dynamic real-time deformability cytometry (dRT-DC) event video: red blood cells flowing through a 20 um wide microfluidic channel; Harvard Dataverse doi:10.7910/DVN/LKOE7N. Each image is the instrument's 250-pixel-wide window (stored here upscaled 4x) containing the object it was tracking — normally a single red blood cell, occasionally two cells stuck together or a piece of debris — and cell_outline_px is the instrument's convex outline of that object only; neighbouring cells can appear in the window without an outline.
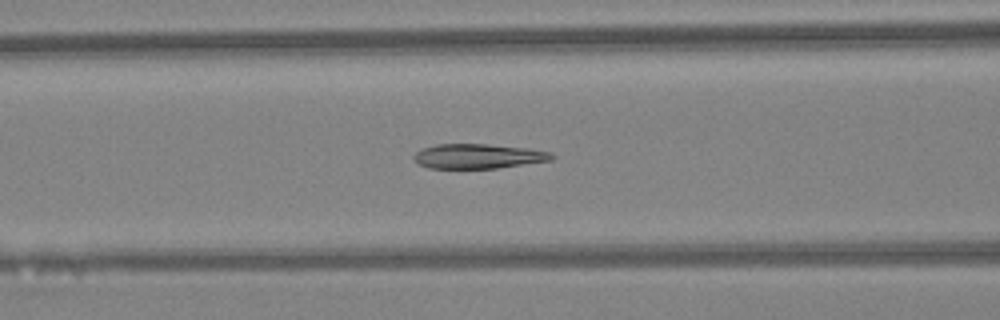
{"species": "Egyptian fruit bat (a non-hibernating species)", "species_latin": "Rousettus aegyptiacus", "temperature_condition": "warm", "stored_images_in_passage": 45, "camera_frame_rate_fps": 3000, "um_per_image_px": 0.085, "animal": {"sex": "female"}, "frame": {"image": 1, "passage_image": 18, "time_ms": 5.667, "image_size_px": [1000, 320], "cell_outline_px": [[556, 156], [552, 160], [496, 168], [428, 168], [420, 164], [412, 156], [416, 152], [424, 148], [436, 144], [488, 144], [528, 148], [552, 152]], "centroid_in_image_um": [40.68, 13.27], "position_along_channel_um": 125.9, "area_um2": 19.77}}
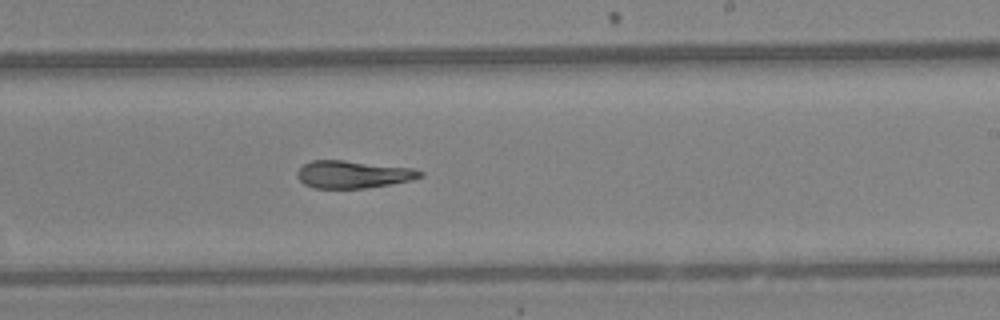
{"frame": {"image": 2, "passage_image": 27, "time_ms": 8.667, "image_size_px": [1000, 320], "cell_outline_px": [[424, 176], [412, 180], [364, 188], [312, 188], [304, 184], [296, 176], [296, 172], [304, 164], [312, 160], [344, 160], [412, 168], [424, 172]], "centroid_in_image_um": [29.99, 14.82], "position_along_channel_um": 259.0, "area_um2": 19.65}}
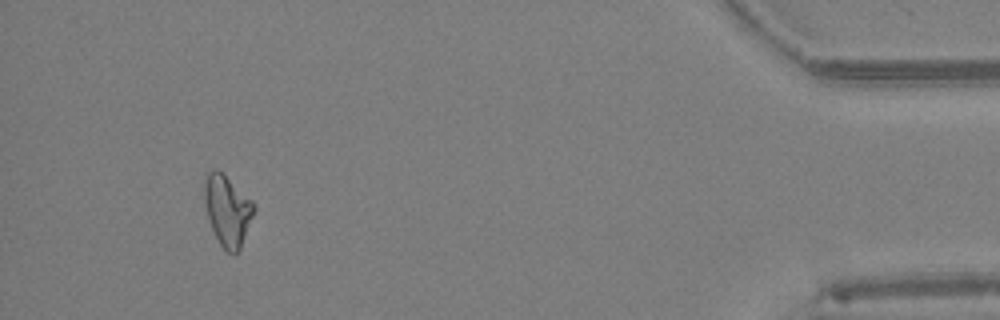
{"frame": {"image": 3, "passage_image": 42, "time_ms": 13.667, "image_size_px": [1000, 320], "cell_outline_px": [[256, 208], [240, 248], [236, 252], [228, 252], [220, 244], [212, 228], [208, 216], [204, 200], [204, 184], [208, 172], [216, 168], [252, 200]], "centroid_in_image_um": [19.33, 17.87], "position_along_channel_um": 415.9, "area_um2": 19.83}, "authors_computed_cell_mechanics": {"area_um2": 20.5768, "velocity_mm_per_s": 4.4619, "shape_relaxation_time_tau1_ms": 6.2501, "shape_relaxation_time_tau2_ms": 3.0797, "deformation_change_tau1": 0.1684, "deformation_change_tau2": 0.1}}